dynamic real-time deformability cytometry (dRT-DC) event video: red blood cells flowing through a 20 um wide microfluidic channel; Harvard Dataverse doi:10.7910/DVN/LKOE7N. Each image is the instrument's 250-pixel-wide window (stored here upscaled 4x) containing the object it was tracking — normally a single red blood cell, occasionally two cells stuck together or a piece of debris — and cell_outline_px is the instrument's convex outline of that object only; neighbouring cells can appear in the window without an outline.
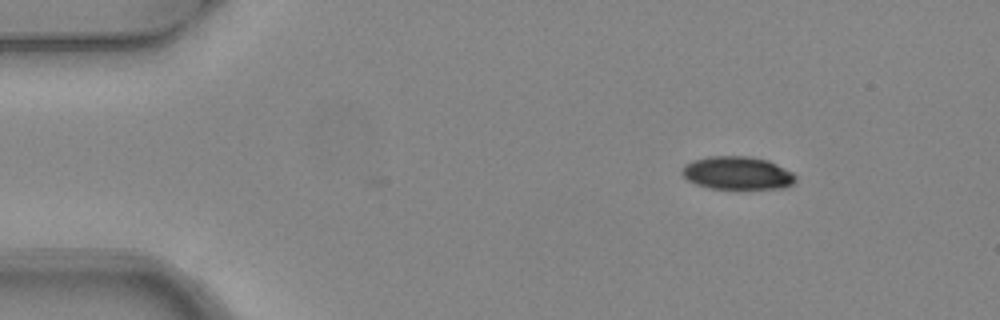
{"species": "common noctule bat (a hibernating species)", "species_latin": "Nyctalus noctula", "temperature_condition": "warm", "stored_images_in_passage": 3, "camera_frame_rate_fps": 3000, "um_per_image_px": 0.085, "animal": {"sex": "female", "body_mass_g": 24.6, "forearm_length_mm": 56.2}, "frame": {"image": 1, "passage_image": 3, "time_ms": 0.667, "image_size_px": [1000, 320], "cell_outline_px": [[796, 180], [792, 184], [784, 188], [708, 188], [696, 184], [688, 180], [680, 172], [680, 168], [684, 164], [692, 160], [708, 156], [748, 156], [768, 160], [792, 172], [796, 176]], "centroid_in_image_um": [62.63, 14.69], "position_along_channel_um": 22.4, "area_um2": 21.91}}